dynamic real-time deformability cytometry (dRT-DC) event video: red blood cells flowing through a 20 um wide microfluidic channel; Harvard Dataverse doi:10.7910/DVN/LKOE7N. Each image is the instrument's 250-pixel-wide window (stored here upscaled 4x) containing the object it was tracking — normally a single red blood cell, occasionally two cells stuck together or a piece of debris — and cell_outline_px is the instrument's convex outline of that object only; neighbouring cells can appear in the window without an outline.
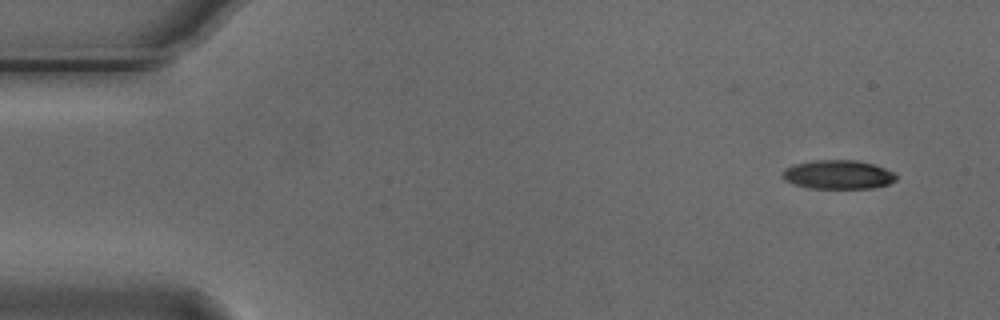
{"species": "Egyptian fruit bat (a non-hibernating species)", "species_latin": "Rousettus aegyptiacus", "temperature_condition": "cold", "stored_images_in_passage": 6, "camera_frame_rate_fps": 3000, "um_per_image_px": 0.085, "animal": {"sex": "male"}, "frame": {"image": 1, "passage_image": 1, "time_ms": 0.0, "image_size_px": [1000, 320], "cell_outline_px": [[896, 180], [888, 184], [872, 188], [812, 188], [796, 184], [784, 180], [780, 176], [788, 168], [796, 164], [812, 160], [856, 160], [872, 164], [884, 168], [892, 172], [896, 176]], "centroid_in_image_um": [71.25, 14.84], "position_along_channel_um": 13.8, "area_um2": 18.84}}
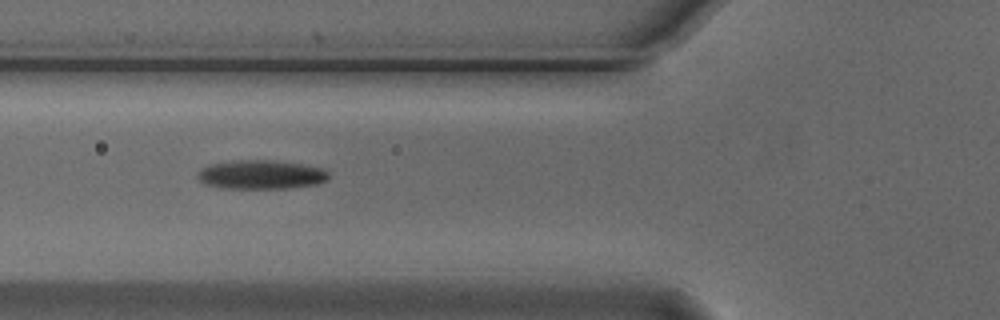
{"frame": {"image": 2, "passage_image": 5, "time_ms": 1.333, "image_size_px": [1000, 320], "cell_outline_px": [[328, 180], [316, 184], [288, 188], [220, 188], [204, 184], [196, 176], [196, 172], [208, 164], [236, 160], [272, 160], [300, 164], [324, 168], [328, 172]], "centroid_in_image_um": [22.15, 14.84], "position_along_channel_um": 103.7, "area_um2": 22.25}}
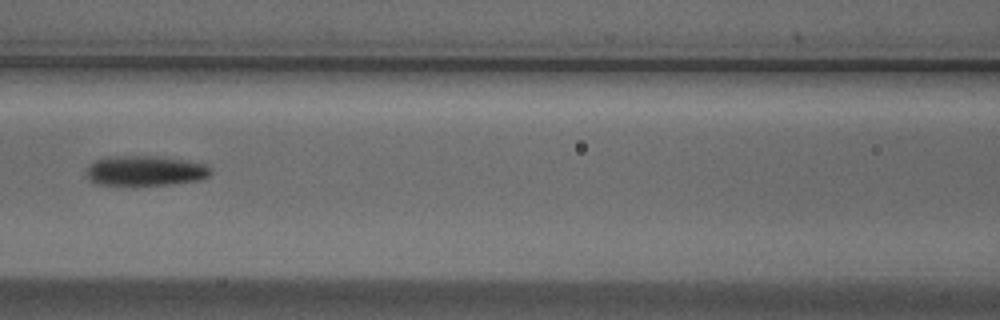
{"frame": {"image": 3, "passage_image": 6, "time_ms": 1.667, "image_size_px": [1000, 320], "cell_outline_px": [[212, 172], [208, 176], [200, 180], [136, 188], [132, 188], [92, 184], [88, 180], [88, 164], [96, 160], [108, 156], [156, 156], [188, 160], [208, 164], [212, 168]], "centroid_in_image_um": [12.32, 14.56], "position_along_channel_um": 154.3, "area_um2": 22.95}}